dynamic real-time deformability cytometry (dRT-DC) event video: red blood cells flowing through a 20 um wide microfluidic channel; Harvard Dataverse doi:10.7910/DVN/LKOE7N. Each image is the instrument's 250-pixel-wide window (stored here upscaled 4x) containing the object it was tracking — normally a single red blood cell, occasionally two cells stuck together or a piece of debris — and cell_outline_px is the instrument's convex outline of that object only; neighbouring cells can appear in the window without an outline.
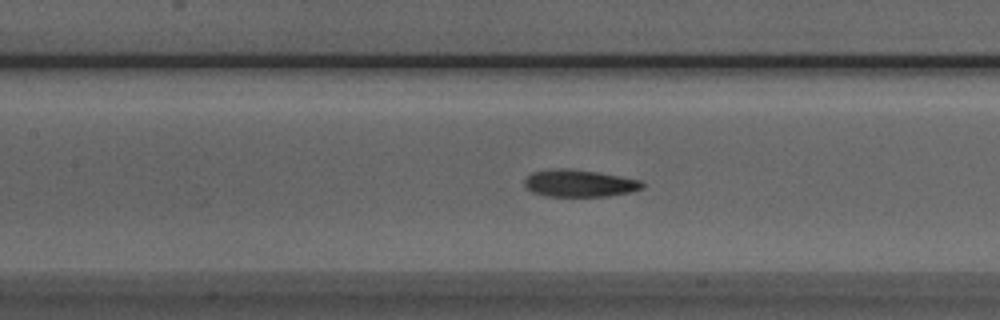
{"species": "Egyptian fruit bat (a non-hibernating species)", "species_latin": "Rousettus aegyptiacus", "temperature_condition": "room temperature", "stored_images_in_passage": 38, "camera_frame_rate_fps": 3000, "um_per_image_px": 0.085, "animal": {"sex": "male"}, "frame": {"image": 1, "passage_image": 8, "time_ms": 2.333, "image_size_px": [1000, 320], "cell_outline_px": [[644, 188], [632, 192], [608, 196], [544, 196], [532, 192], [524, 188], [524, 180], [532, 172], [560, 168], [568, 168], [600, 172], [640, 180], [644, 184]], "centroid_in_image_um": [49.24, 15.58], "position_along_channel_um": 158.2, "area_um2": 18.84}}
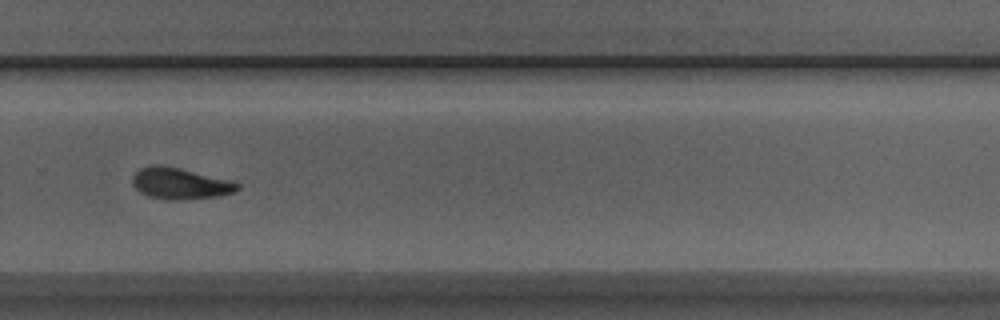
{"frame": {"image": 2, "passage_image": 20, "time_ms": 6.333, "image_size_px": [1000, 320], "cell_outline_px": [[240, 188], [236, 192], [220, 196], [184, 200], [172, 200], [148, 196], [140, 192], [132, 184], [132, 176], [140, 168], [152, 164], [156, 164], [180, 168], [228, 180], [240, 184]], "centroid_in_image_um": [15.3, 15.6], "position_along_channel_um": 314.5, "area_um2": 19.19}}
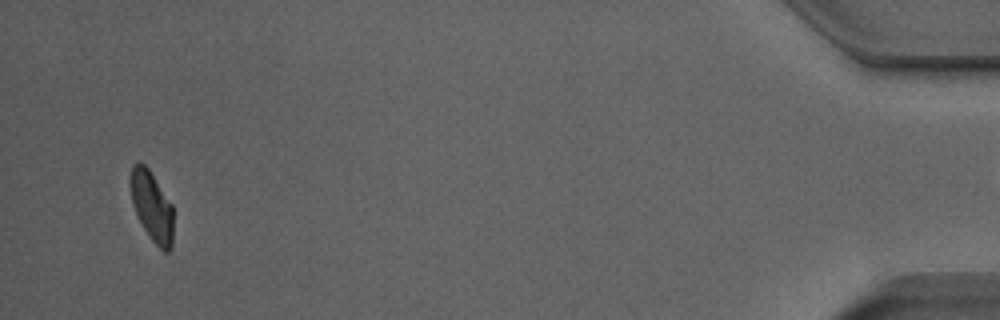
{"frame": {"image": 3, "passage_image": 35, "time_ms": 11.333, "image_size_px": [1000, 320], "cell_outline_px": [[172, 244], [168, 252], [164, 252], [152, 240], [144, 228], [132, 204], [128, 184], [128, 180], [132, 164], [140, 160], [148, 168], [172, 204]], "centroid_in_image_um": [12.86, 17.46], "position_along_channel_um": 422.3, "area_um2": 17.57}}